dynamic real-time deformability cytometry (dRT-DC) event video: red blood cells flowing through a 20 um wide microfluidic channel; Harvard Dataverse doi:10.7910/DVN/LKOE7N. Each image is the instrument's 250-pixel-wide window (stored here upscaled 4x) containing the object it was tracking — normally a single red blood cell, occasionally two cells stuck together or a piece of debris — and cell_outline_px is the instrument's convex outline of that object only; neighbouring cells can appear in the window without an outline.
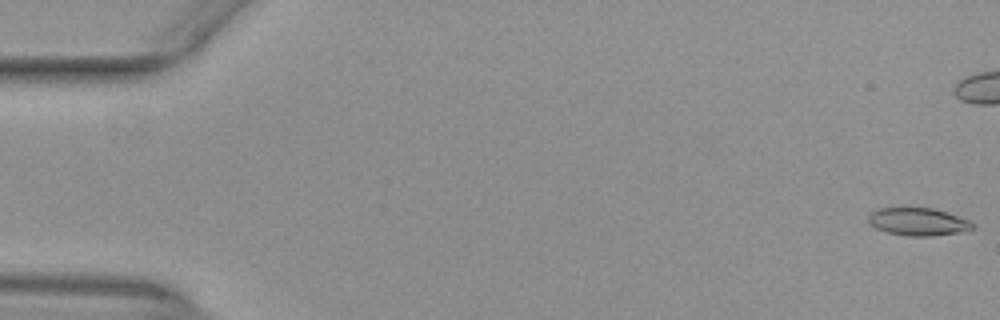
{"species": "common noctule bat (a hibernating species)", "species_latin": "Nyctalus noctula", "temperature_condition": "warm", "stored_images_in_passage": 43, "camera_frame_rate_fps": 3000, "um_per_image_px": 0.085, "animal": {"sex": "female", "body_mass_g": 29.2, "forearm_length_mm": 56.3}, "frame": {"image": 1, "passage_image": 1, "time_ms": 0.0, "image_size_px": [1000, 320], "cell_outline_px": [[976, 228], [960, 232], [932, 236], [908, 236], [888, 232], [876, 228], [868, 224], [868, 212], [876, 208], [932, 208], [948, 212], [972, 220], [976, 224]], "centroid_in_image_um": [78.07, 18.84], "position_along_channel_um": 6.9, "area_um2": 17.22}}
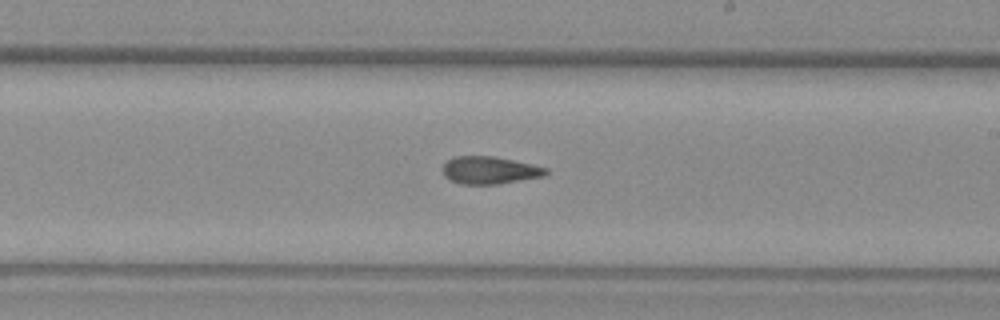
{"frame": {"image": 2, "passage_image": 31, "time_ms": 10.0, "image_size_px": [1000, 320], "cell_outline_px": [[548, 172], [544, 176], [500, 184], [460, 184], [448, 180], [444, 176], [444, 164], [448, 160], [456, 156], [492, 156], [532, 164], [548, 168]], "centroid_in_image_um": [41.62, 14.48], "position_along_channel_um": 247.4, "area_um2": 16.53}}
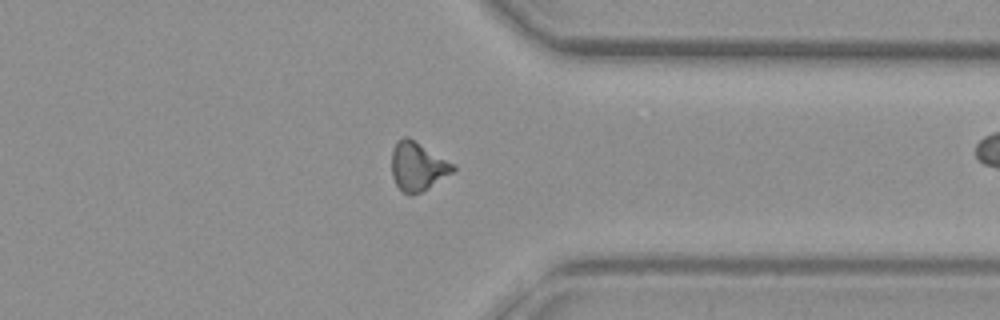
{"frame": {"image": 3, "passage_image": 41, "time_ms": 13.333, "image_size_px": [1000, 320], "cell_outline_px": [[456, 168], [452, 172], [428, 188], [412, 196], [408, 196], [396, 184], [392, 176], [392, 152], [396, 144], [404, 136], [408, 136], [456, 164]], "centroid_in_image_um": [35.52, 14.14], "position_along_channel_um": 375.9, "area_um2": 17.34}}